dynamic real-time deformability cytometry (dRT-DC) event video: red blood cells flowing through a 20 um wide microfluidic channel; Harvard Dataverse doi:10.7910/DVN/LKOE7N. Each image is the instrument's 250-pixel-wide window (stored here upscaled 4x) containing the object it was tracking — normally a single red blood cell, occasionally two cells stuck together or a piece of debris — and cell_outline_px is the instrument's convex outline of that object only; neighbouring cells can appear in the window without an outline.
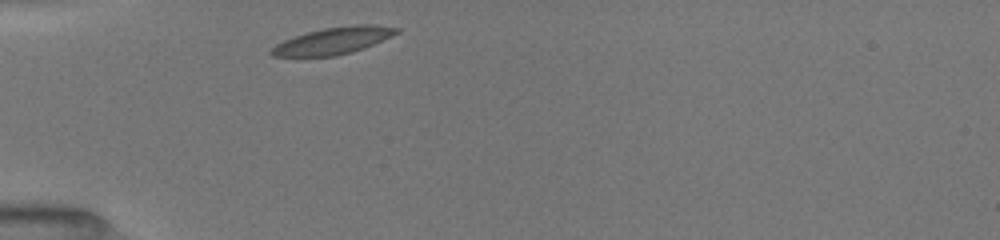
{"species": "common noctule bat (a hibernating species)", "species_latin": "Nyctalus noctula", "temperature_condition": "room temperature", "stored_images_in_passage": 35, "camera_frame_rate_fps": 3000, "um_per_image_px": 0.085, "animal": {"sex": "female", "body_mass_g": 19.5, "forearm_length_mm": 54.1}, "frame": {"image": 1, "passage_image": 1, "time_ms": 0.0, "image_size_px": [1000, 240], "cell_outline_px": [[400, 32], [392, 36], [364, 48], [352, 52], [336, 56], [272, 56], [268, 52], [276, 44], [284, 40], [308, 32], [324, 28], [356, 24], [372, 24], [400, 28]], "centroid_in_image_um": [28.36, 3.46], "position_along_channel_um": 56.6, "area_um2": 19.54}}
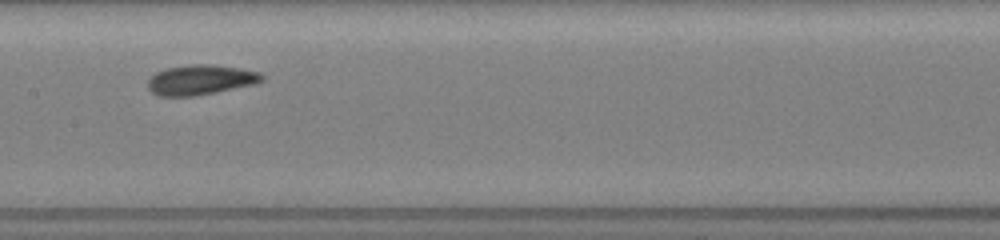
{"frame": {"image": 2, "passage_image": 14, "time_ms": 3.667, "image_size_px": [1000, 240], "cell_outline_px": [[264, 80], [252, 84], [192, 96], [160, 96], [152, 92], [148, 88], [148, 80], [156, 72], [168, 68], [192, 64], [212, 64], [240, 68], [260, 72], [264, 76]], "centroid_in_image_um": [17.04, 6.77], "position_along_channel_um": 190.4, "area_um2": 19.59}}
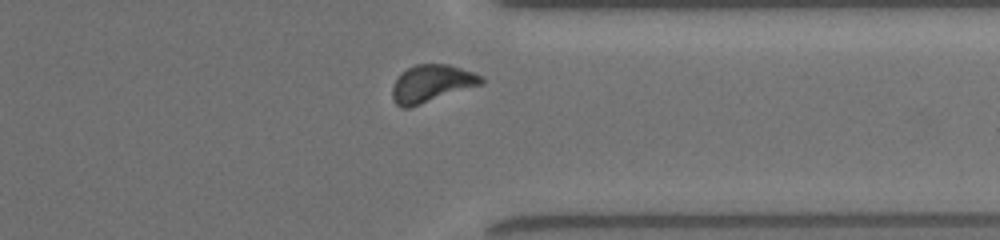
{"frame": {"image": 3, "passage_image": 30, "time_ms": 8.333, "image_size_px": [1000, 240], "cell_outline_px": [[484, 84], [408, 108], [400, 108], [396, 104], [392, 96], [392, 88], [400, 72], [416, 64], [448, 64], [476, 72], [484, 76]], "centroid_in_image_um": [36.72, 7.09], "position_along_channel_um": 374.7, "area_um2": 19.59}, "authors_computed_cell_mechanics": {"area_um2": 19.3052, "velocity_mm_per_s": 3.9727, "shape_relaxation_time_tau1_ms": 2.135, "shape_relaxation_time_tau2_ms": 1.8679, "deformation_change_tau1": 0.0962, "deformation_change_tau2": 0.0699}}